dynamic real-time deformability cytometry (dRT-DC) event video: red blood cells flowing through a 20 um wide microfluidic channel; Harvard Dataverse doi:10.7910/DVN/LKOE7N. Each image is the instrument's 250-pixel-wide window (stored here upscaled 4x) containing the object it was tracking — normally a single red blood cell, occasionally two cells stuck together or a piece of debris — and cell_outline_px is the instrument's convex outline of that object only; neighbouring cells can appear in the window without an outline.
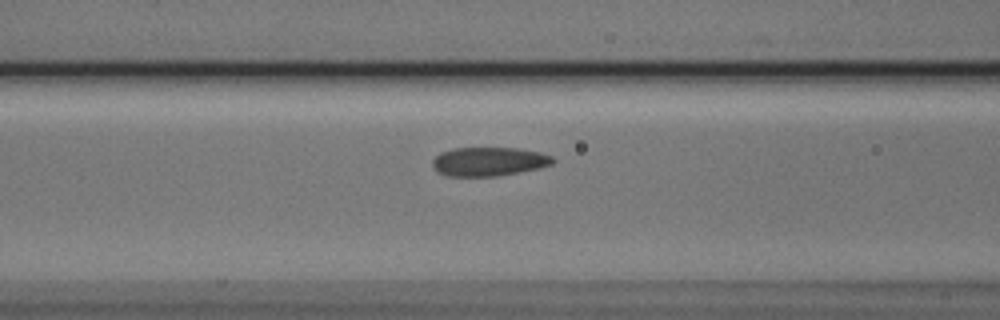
{"species": "Egyptian fruit bat (a non-hibernating species)", "species_latin": "Rousettus aegyptiacus", "temperature_condition": "cold", "stored_images_in_passage": 15, "camera_frame_rate_fps": 3000, "um_per_image_px": 0.085, "animal": {"sex": "male"}, "frame": {"image": 1, "passage_image": 13, "time_ms": 4.0, "image_size_px": [1000, 320], "cell_outline_px": [[556, 160], [552, 164], [540, 168], [520, 172], [496, 176], [448, 176], [436, 172], [432, 168], [432, 160], [440, 152], [452, 148], [520, 148], [540, 152], [552, 156]], "centroid_in_image_um": [41.54, 13.73], "position_along_channel_um": 125.1, "area_um2": 20.52}}